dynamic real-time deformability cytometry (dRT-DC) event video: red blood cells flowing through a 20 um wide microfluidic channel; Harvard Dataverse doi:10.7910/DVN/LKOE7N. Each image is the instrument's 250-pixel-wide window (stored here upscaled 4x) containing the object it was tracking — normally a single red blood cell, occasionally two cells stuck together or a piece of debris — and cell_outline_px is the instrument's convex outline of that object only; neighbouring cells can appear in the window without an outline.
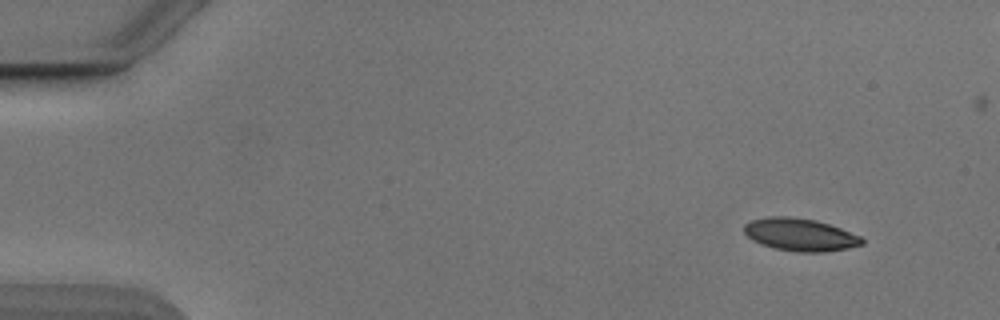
{"species": "Egyptian fruit bat (a non-hibernating species)", "species_latin": "Rousettus aegyptiacus", "temperature_condition": "cold", "stored_images_in_passage": 50, "segment_of_instrument_passage": [1, 2], "camera_frame_rate_fps": 3000, "um_per_image_px": 0.085, "animal": {"sex": "male"}, "frame": {"image": 1, "passage_image": 1, "time_ms": 0.0, "image_size_px": [1000, 320], "cell_outline_px": [[864, 244], [848, 248], [824, 252], [800, 252], [776, 248], [760, 244], [752, 240], [744, 232], [744, 224], [752, 220], [768, 216], [788, 216], [816, 220], [840, 228], [860, 236], [864, 240]], "centroid_in_image_um": [68.0, 19.94], "position_along_channel_um": 17.0, "area_um2": 22.31}}
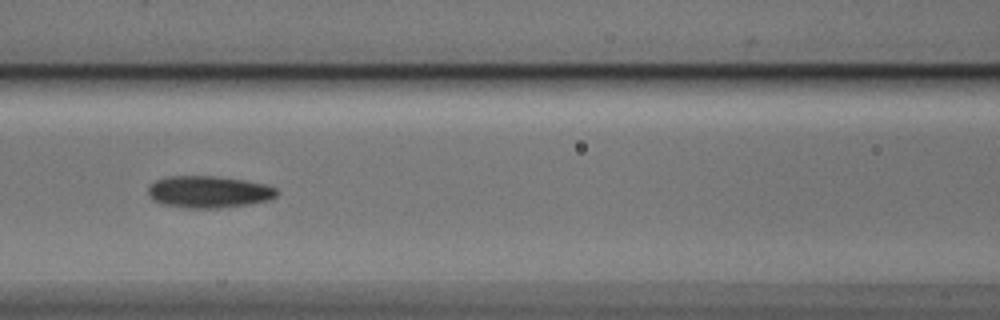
{"frame": {"image": 2, "passage_image": 20, "time_ms": 6.333, "image_size_px": [1000, 320], "cell_outline_px": [[280, 192], [272, 200], [248, 204], [220, 208], [188, 208], [164, 204], [152, 200], [148, 192], [148, 188], [156, 180], [168, 176], [216, 176], [244, 180], [264, 184], [276, 188]], "centroid_in_image_um": [17.78, 16.31], "position_along_channel_um": 148.8, "area_um2": 23.99}}
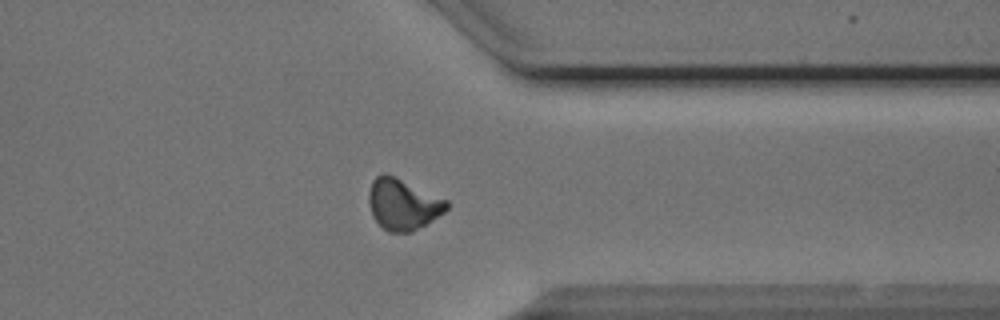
{"frame": {"image": 3, "passage_image": 38, "time_ms": 12.333, "image_size_px": [1000, 320], "cell_outline_px": [[448, 208], [444, 212], [412, 232], [388, 232], [372, 216], [368, 204], [368, 196], [372, 180], [376, 176], [384, 172], [448, 200]], "centroid_in_image_um": [34.22, 17.36], "position_along_channel_um": 377.2, "area_um2": 22.95}}